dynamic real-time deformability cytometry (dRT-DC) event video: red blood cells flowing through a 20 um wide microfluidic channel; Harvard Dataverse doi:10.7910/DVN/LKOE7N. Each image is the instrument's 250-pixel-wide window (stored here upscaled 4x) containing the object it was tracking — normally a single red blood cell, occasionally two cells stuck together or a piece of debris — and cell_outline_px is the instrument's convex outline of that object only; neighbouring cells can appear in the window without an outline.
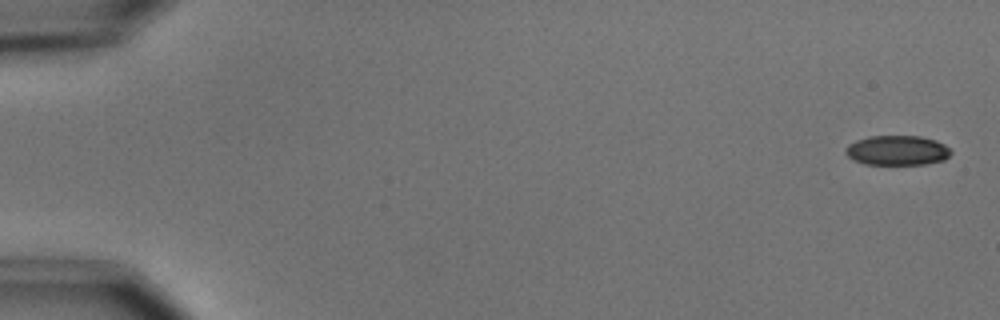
{"species": "common noctule bat (a hibernating species)", "species_latin": "Nyctalus noctula", "temperature_condition": "cold", "stored_images_in_passage": 11, "camera_frame_rate_fps": 3000, "um_per_image_px": 0.085, "animal": {"sex": "male", "body_mass_g": 15.6}, "frame": {"image": 1, "passage_image": 1, "time_ms": 0.0, "image_size_px": [1000, 320], "cell_outline_px": [[952, 152], [944, 160], [924, 164], [864, 164], [852, 160], [844, 152], [848, 144], [856, 140], [868, 136], [920, 136], [936, 140], [944, 144]], "centroid_in_image_um": [76.23, 12.78], "position_along_channel_um": 8.8, "area_um2": 18.32}}
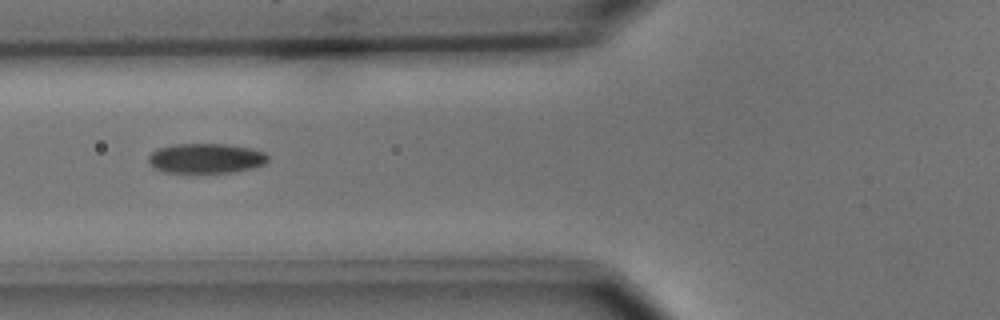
{"frame": {"image": 2, "passage_image": 6, "time_ms": 6.667, "image_size_px": [1000, 320], "cell_outline_px": [[268, 160], [264, 164], [252, 168], [236, 172], [196, 176], [164, 172], [156, 168], [148, 160], [148, 156], [156, 148], [172, 144], [228, 144], [252, 148], [264, 152], [268, 156]], "centroid_in_image_um": [17.49, 13.5], "position_along_channel_um": 108.3, "area_um2": 21.85}}
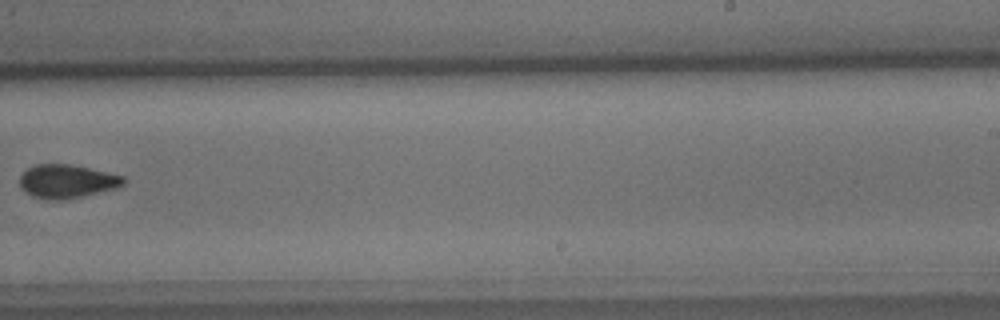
{"frame": {"image": 3, "passage_image": 10, "time_ms": 11.333, "image_size_px": [1000, 320], "cell_outline_px": [[124, 184], [116, 188], [64, 200], [52, 200], [32, 196], [20, 184], [20, 176], [28, 168], [36, 164], [72, 164], [124, 176]], "centroid_in_image_um": [5.7, 15.4], "position_along_channel_um": 283.3, "area_um2": 20.0}}